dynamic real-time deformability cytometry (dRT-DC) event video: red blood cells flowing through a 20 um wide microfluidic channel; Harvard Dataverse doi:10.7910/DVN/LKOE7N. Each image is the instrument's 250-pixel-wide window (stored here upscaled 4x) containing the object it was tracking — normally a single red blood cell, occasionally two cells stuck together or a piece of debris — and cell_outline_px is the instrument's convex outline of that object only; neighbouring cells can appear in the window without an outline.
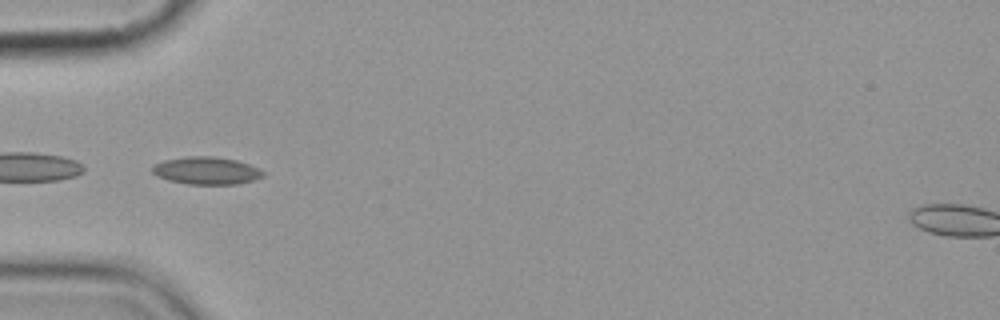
{"species": "common noctule bat (a hibernating species)", "species_latin": "Nyctalus noctula", "temperature_condition": "cold", "stored_images_in_passage": 8, "segment_of_instrument_passage": [2, 2], "camera_frame_rate_fps": 3000, "um_per_image_px": 0.085, "animal": {"sex": "female", "body_mass_g": 19.9}, "frame": {"image": 1, "passage_image": 6, "time_ms": 5.667, "image_size_px": [1000, 320], "cell_outline_px": [[264, 176], [252, 180], [236, 184], [188, 184], [168, 180], [156, 176], [152, 172], [152, 168], [156, 164], [164, 160], [188, 156], [212, 156], [236, 160], [248, 164], [264, 172]], "centroid_in_image_um": [17.52, 14.5], "position_along_channel_um": 67.5, "area_um2": 17.57}}
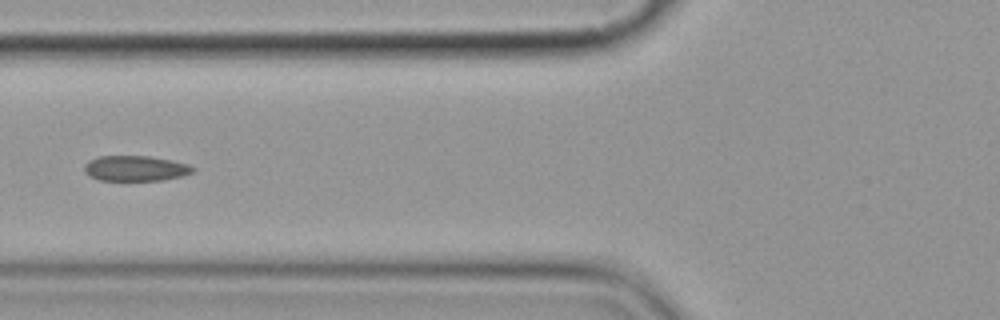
{"frame": {"image": 2, "passage_image": 7, "time_ms": 7.0, "image_size_px": [1000, 320], "cell_outline_px": [[196, 168], [192, 172], [184, 176], [164, 180], [100, 180], [88, 176], [84, 172], [84, 164], [88, 160], [100, 156], [148, 156], [172, 160], [188, 164]], "centroid_in_image_um": [11.51, 14.31], "position_along_channel_um": 114.3, "area_um2": 16.18}}
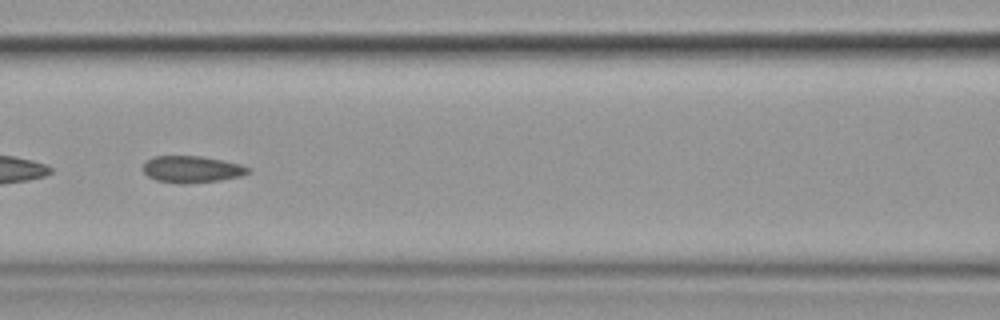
{"frame": {"image": 3, "passage_image": 8, "time_ms": 8.0, "image_size_px": [1000, 320], "cell_outline_px": [[252, 172], [240, 176], [220, 180], [184, 184], [180, 184], [156, 180], [148, 176], [144, 172], [144, 164], [152, 156], [200, 156], [240, 164], [252, 168]], "centroid_in_image_um": [16.33, 14.39], "position_along_channel_um": 150.3, "area_um2": 16.36}}